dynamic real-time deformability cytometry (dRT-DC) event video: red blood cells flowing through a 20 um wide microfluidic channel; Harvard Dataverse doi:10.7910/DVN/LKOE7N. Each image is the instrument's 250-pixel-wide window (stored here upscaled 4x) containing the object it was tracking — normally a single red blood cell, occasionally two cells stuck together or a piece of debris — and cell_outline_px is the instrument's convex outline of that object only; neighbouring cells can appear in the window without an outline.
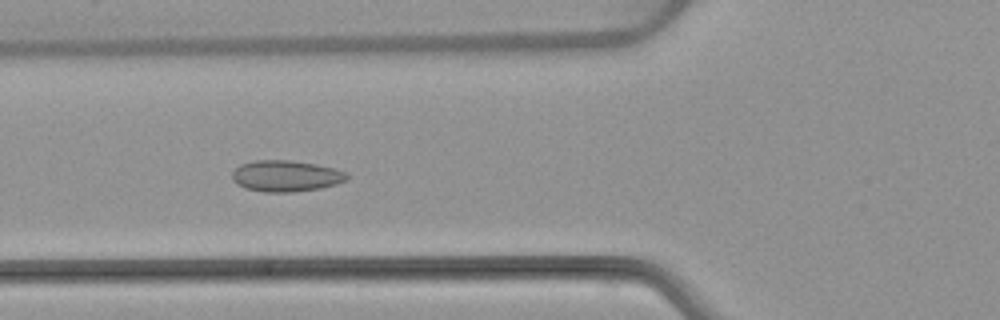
{"species": "common noctule bat (a hibernating species)", "species_latin": "Nyctalus noctula", "temperature_condition": "warm", "stored_images_in_passage": 24, "camera_frame_rate_fps": 3000, "um_per_image_px": 0.085, "animal": {"sex": "female", "body_mass_g": 22.7, "forearm_length_mm": 54.2}, "frame": {"image": 1, "passage_image": 20, "time_ms": 6.333, "image_size_px": [1000, 320], "cell_outline_px": [[348, 180], [336, 184], [320, 188], [292, 192], [264, 192], [244, 188], [236, 184], [232, 180], [232, 172], [240, 164], [256, 160], [292, 160], [316, 164], [348, 172]], "centroid_in_image_um": [24.29, 14.96], "position_along_channel_um": 101.5, "area_um2": 21.04}}
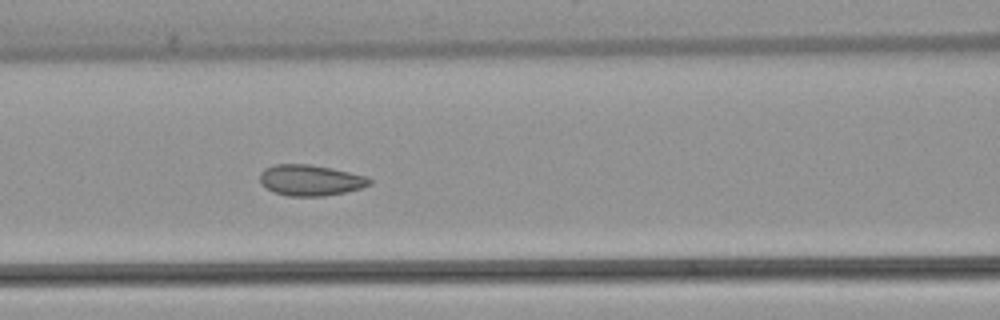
{"frame": {"image": 2, "passage_image": 23, "time_ms": 7.333, "image_size_px": [1000, 320], "cell_outline_px": [[372, 184], [360, 188], [344, 192], [324, 196], [288, 196], [276, 192], [268, 188], [260, 180], [260, 172], [264, 168], [276, 164], [308, 164], [332, 168], [368, 176], [372, 180]], "centroid_in_image_um": [26.42, 15.31], "position_along_channel_um": 140.2, "area_um2": 19.65}}